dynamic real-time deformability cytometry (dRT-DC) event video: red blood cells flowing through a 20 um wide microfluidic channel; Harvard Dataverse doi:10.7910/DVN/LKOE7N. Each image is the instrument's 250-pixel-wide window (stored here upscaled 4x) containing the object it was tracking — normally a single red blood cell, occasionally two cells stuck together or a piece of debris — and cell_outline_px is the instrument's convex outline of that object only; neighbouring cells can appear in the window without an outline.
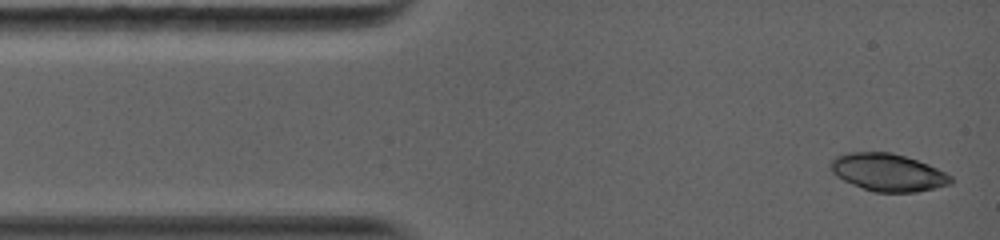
{"species": "common noctule bat (a hibernating species)", "species_latin": "Nyctalus noctula", "temperature_condition": "warm", "stored_images_in_passage": 3, "camera_frame_rate_fps": 5000, "um_per_image_px": 0.085, "animal": {"sex": "female", "body_mass_g": 19.0, "forearm_length_mm": 56.7}, "frame": {"image": 1, "passage_image": 1, "time_ms": 0.0, "image_size_px": [1000, 240], "cell_outline_px": [[952, 184], [916, 192], [876, 192], [852, 184], [836, 176], [828, 168], [828, 164], [836, 156], [848, 152], [892, 152], [928, 164], [952, 176]], "centroid_in_image_um": [75.44, 14.65], "position_along_channel_um": 9.6, "area_um2": 26.24}}